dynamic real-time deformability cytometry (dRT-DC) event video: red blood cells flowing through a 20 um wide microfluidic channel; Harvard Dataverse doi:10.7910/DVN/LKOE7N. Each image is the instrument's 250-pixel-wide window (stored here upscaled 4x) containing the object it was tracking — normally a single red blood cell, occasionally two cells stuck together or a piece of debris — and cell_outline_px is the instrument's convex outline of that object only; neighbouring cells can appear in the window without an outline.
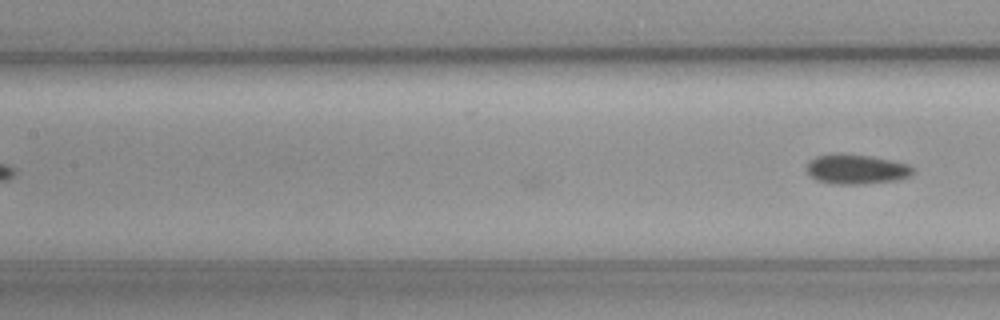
{"species": "common noctule bat (a hibernating species)", "species_latin": "Nyctalus noctula", "temperature_condition": "cold", "stored_images_in_passage": 8, "camera_frame_rate_fps": 3000, "um_per_image_px": 0.085, "animal": {"sex": "female", "body_mass_g": 19.3, "forearm_length_mm": 54.1}, "frame": {"image": 1, "passage_image": 8, "time_ms": 2.333, "image_size_px": [1000, 320], "cell_outline_px": [[916, 172], [912, 176], [900, 180], [864, 184], [836, 184], [816, 180], [808, 172], [808, 160], [816, 156], [832, 152], [840, 152], [868, 156], [908, 164]], "centroid_in_image_um": [72.8, 14.38], "position_along_channel_um": 134.6, "area_um2": 18.67}}